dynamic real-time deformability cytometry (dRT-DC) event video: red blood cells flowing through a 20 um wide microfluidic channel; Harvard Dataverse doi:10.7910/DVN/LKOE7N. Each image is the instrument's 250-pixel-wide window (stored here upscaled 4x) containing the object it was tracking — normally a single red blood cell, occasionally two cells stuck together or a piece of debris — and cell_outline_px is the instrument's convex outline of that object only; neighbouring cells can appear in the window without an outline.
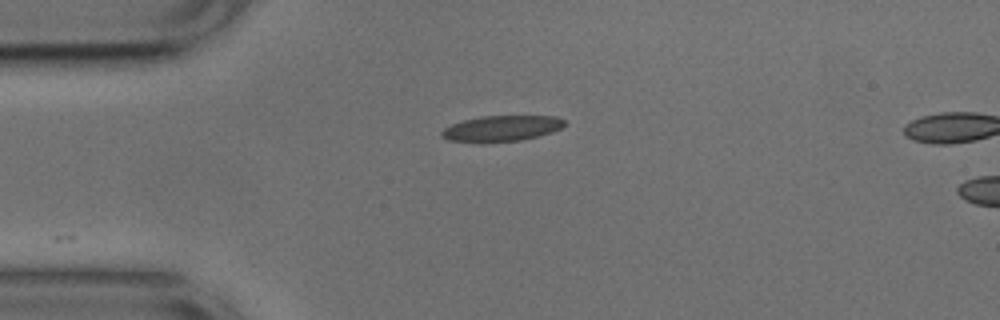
{"species": "common noctule bat (a hibernating species)", "species_latin": "Nyctalus noctula", "temperature_condition": "cold", "stored_images_in_passage": 12, "camera_frame_rate_fps": 3000, "um_per_image_px": 0.085, "animal": {"sex": "male", "body_mass_g": 17.9, "forearm_length_mm": 54.2}, "frame": {"image": 1, "passage_image": 1, "time_ms": 0.0, "image_size_px": [1000, 320], "cell_outline_px": [[564, 124], [560, 128], [552, 132], [520, 140], [480, 144], [448, 140], [440, 136], [440, 132], [444, 128], [452, 124], [464, 120], [480, 116], [556, 116], [564, 120]], "centroid_in_image_um": [42.55, 10.94], "position_along_channel_um": 42.4, "area_um2": 18.67}}